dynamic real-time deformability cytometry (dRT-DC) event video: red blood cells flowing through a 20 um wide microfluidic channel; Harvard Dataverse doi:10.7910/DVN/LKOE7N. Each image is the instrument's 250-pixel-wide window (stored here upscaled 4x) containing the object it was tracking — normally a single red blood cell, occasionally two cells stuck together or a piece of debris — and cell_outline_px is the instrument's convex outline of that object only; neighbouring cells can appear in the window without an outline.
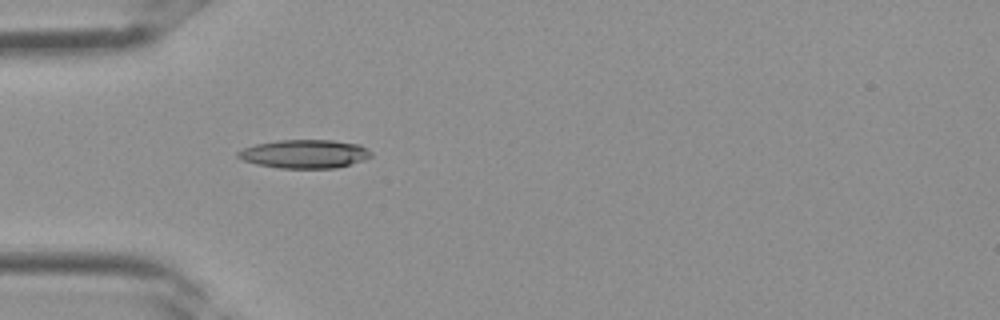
{"species": "Egyptian fruit bat (a non-hibernating species)", "species_latin": "Rousettus aegyptiacus", "temperature_condition": "room temperature", "stored_images_in_passage": 2, "camera_frame_rate_fps": 3000, "um_per_image_px": 0.085, "frame": {"image": 1, "passage_image": 2, "time_ms": 0.333, "image_size_px": [1000, 320], "cell_outline_px": [[372, 156], [364, 160], [336, 168], [280, 168], [256, 164], [244, 160], [236, 156], [236, 152], [244, 148], [256, 144], [280, 140], [332, 140], [360, 144], [372, 152]], "centroid_in_image_um": [25.91, 13.08], "position_along_channel_um": 59.1, "area_um2": 22.14}}